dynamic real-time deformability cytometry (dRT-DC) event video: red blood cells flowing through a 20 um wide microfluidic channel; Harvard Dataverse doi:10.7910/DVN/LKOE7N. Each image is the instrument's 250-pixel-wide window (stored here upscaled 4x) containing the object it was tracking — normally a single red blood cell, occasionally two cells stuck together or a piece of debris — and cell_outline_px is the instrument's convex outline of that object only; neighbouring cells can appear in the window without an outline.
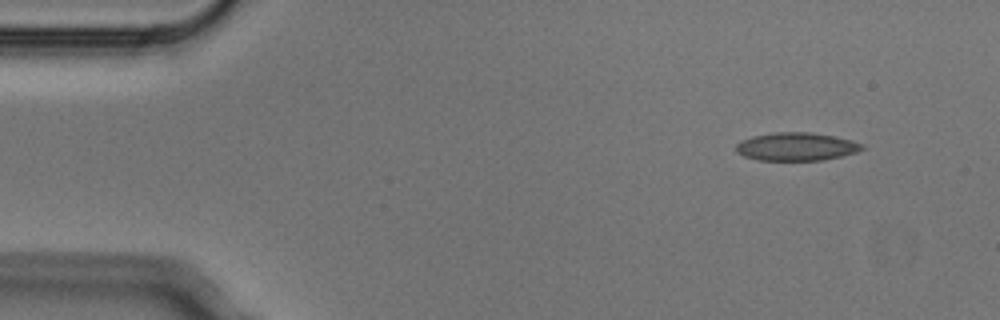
{"species": "Egyptian fruit bat (a non-hibernating species)", "species_latin": "Rousettus aegyptiacus", "temperature_condition": "cold", "stored_images_in_passage": 7, "camera_frame_rate_fps": 3000, "um_per_image_px": 0.085, "animal": {"sex": "male"}, "frame": {"image": 1, "passage_image": 1, "time_ms": 0.0, "image_size_px": [1000, 320], "cell_outline_px": [[864, 148], [856, 152], [824, 160], [760, 160], [744, 156], [736, 152], [736, 144], [740, 140], [752, 136], [776, 132], [808, 132], [832, 136], [852, 140], [864, 144]], "centroid_in_image_um": [67.67, 12.46], "position_along_channel_um": 17.3, "area_um2": 20.58}}
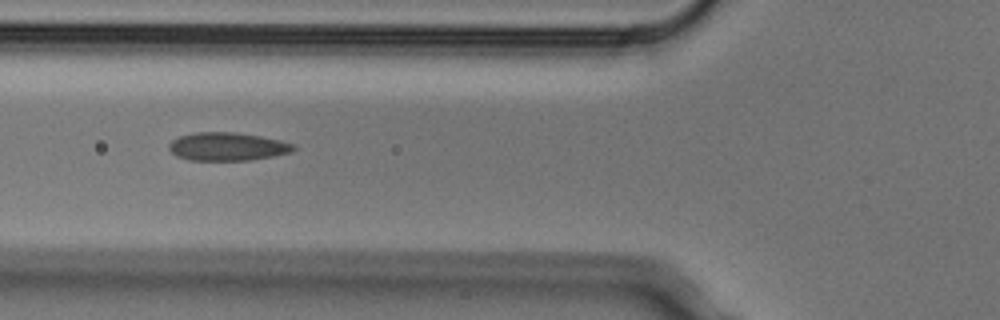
{"frame": {"image": 2, "passage_image": 5, "time_ms": 1.333, "image_size_px": [1000, 320], "cell_outline_px": [[296, 148], [292, 152], [252, 160], [188, 160], [176, 156], [168, 148], [168, 144], [172, 140], [180, 136], [196, 132], [236, 132], [260, 136], [280, 140], [296, 144]], "centroid_in_image_um": [19.34, 12.46], "position_along_channel_um": 106.5, "area_um2": 20.58}}
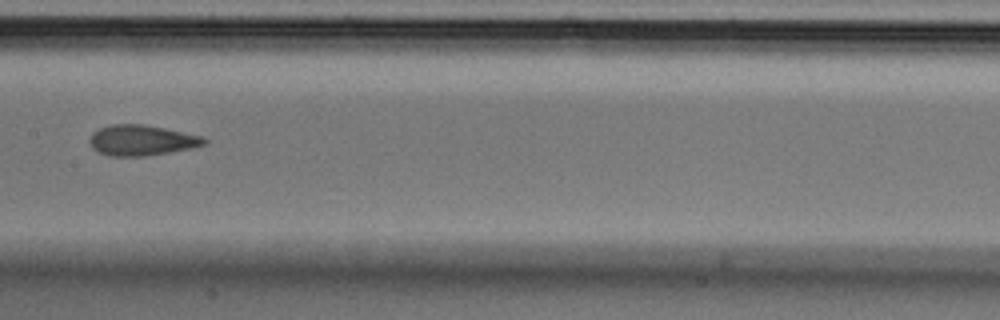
{"frame": {"image": 3, "passage_image": 7, "time_ms": 2.0, "image_size_px": [1000, 320], "cell_outline_px": [[208, 144], [192, 148], [144, 156], [108, 156], [92, 148], [88, 140], [92, 132], [100, 128], [112, 124], [144, 124], [204, 136], [208, 140]], "centroid_in_image_um": [12.05, 11.92], "position_along_channel_um": 195.3, "area_um2": 20.52}}